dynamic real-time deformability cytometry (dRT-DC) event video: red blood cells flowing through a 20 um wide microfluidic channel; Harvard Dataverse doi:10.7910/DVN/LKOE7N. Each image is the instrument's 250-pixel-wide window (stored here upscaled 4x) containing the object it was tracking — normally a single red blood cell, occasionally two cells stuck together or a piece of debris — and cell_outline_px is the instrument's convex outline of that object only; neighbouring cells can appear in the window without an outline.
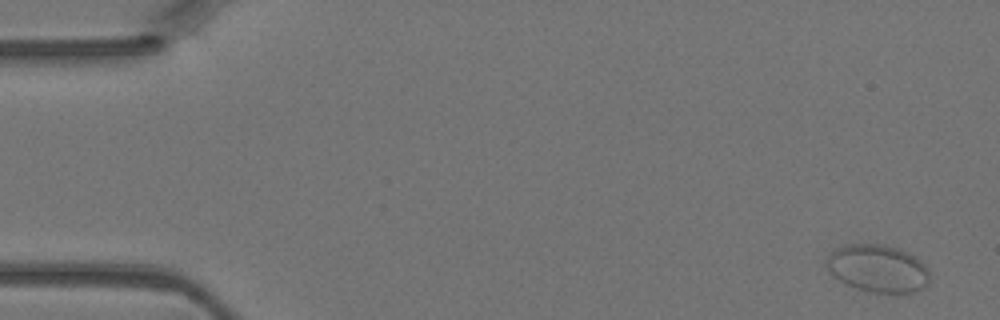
{"species": "Egyptian fruit bat (a non-hibernating species)", "species_latin": "Rousettus aegyptiacus", "temperature_condition": "warm", "stored_images_in_passage": 4, "camera_frame_rate_fps": 3000, "um_per_image_px": 0.085, "animal": {"sex": "female"}, "frame": {"image": 1, "passage_image": 1, "time_ms": 0.0, "image_size_px": [1000, 320], "cell_outline_px": [[928, 284], [924, 288], [912, 292], [872, 292], [856, 288], [840, 280], [824, 264], [828, 256], [836, 248], [844, 244], [884, 244], [908, 252], [916, 256], [928, 268]], "centroid_in_image_um": [74.63, 22.8], "position_along_channel_um": 10.4, "area_um2": 28.38}}
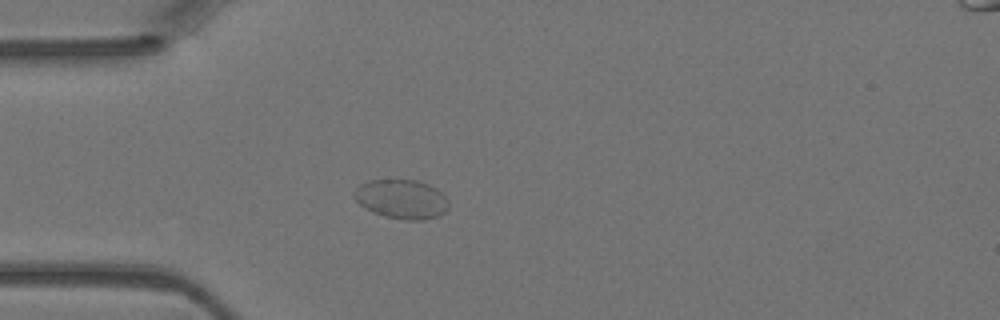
{"frame": {"image": 2, "passage_image": 4, "time_ms": 1.0, "image_size_px": [1000, 320], "cell_outline_px": [[448, 208], [440, 216], [424, 220], [404, 220], [384, 216], [372, 212], [364, 208], [352, 196], [352, 192], [360, 184], [368, 180], [416, 180], [428, 184], [436, 188], [448, 200]], "centroid_in_image_um": [34.11, 16.93], "position_along_channel_um": 50.9, "area_um2": 21.79}}